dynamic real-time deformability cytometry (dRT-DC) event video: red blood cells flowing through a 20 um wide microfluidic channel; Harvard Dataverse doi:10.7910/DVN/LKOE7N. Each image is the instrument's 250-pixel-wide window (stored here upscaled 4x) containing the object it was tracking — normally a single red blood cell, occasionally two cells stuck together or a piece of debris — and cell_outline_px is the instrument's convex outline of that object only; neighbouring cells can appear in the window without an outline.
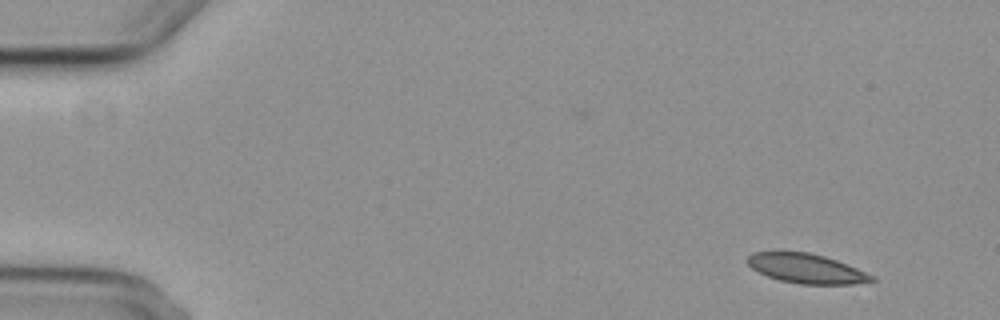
{"species": "common noctule bat (a hibernating species)", "species_latin": "Nyctalus noctula", "temperature_condition": "cold", "stored_images_in_passage": 4, "camera_frame_rate_fps": 3000, "um_per_image_px": 0.085, "animal": {"sex": "female", "body_mass_g": 29.2, "forearm_length_mm": 56.3}, "frame": {"image": 1, "passage_image": 1, "time_ms": 0.0, "image_size_px": [1000, 320], "cell_outline_px": [[876, 280], [852, 284], [800, 284], [780, 280], [768, 276], [752, 268], [748, 264], [748, 256], [752, 252], [776, 248], [808, 252], [824, 256], [836, 260], [876, 276]], "centroid_in_image_um": [68.48, 22.77], "position_along_channel_um": 16.5, "area_um2": 21.91}}
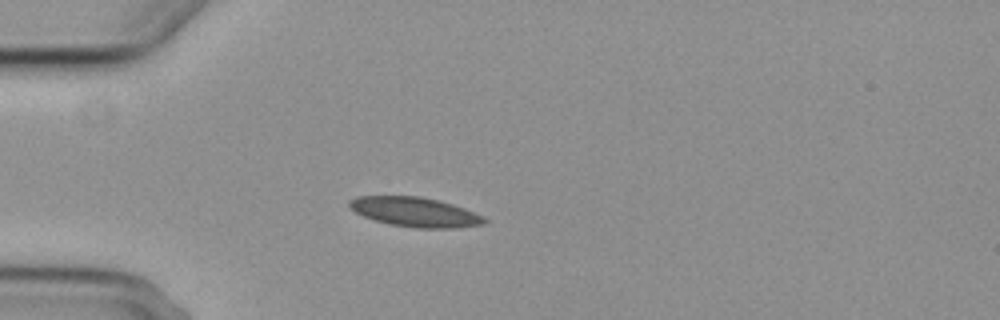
{"frame": {"image": 2, "passage_image": 4, "time_ms": 3.667, "image_size_px": [1000, 320], "cell_outline_px": [[488, 220], [484, 224], [456, 228], [416, 228], [388, 224], [364, 216], [348, 208], [348, 200], [356, 196], [420, 196], [440, 200], [464, 208], [484, 216]], "centroid_in_image_um": [35.27, 18.01], "position_along_channel_um": 49.7, "area_um2": 23.41}}